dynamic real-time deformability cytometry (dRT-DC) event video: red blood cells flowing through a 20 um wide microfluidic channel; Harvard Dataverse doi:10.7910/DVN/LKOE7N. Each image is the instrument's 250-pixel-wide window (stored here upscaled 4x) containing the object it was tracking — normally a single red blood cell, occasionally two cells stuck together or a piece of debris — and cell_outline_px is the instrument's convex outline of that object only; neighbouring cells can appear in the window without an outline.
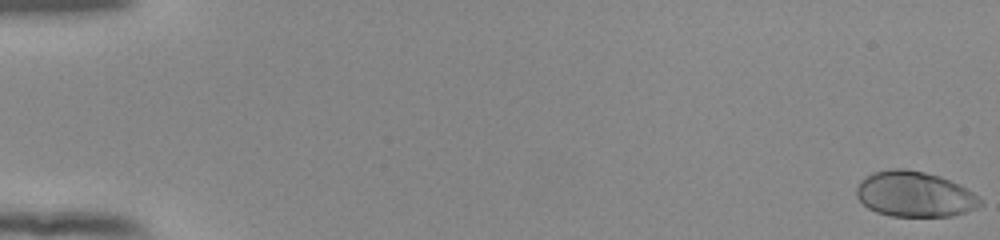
{"species": "human", "species_latin": "Homo sapiens", "temperature_condition": "room temperature", "stored_images_in_passage": 54, "camera_frame_rate_fps": 3000, "um_per_image_px": 0.085, "donor": {"sex": "female"}, "frame": {"image": 1, "passage_image": 1, "time_ms": 0.0, "image_size_px": [1000, 240], "cell_outline_px": [[984, 204], [976, 208], [952, 216], [892, 216], [876, 212], [868, 208], [856, 196], [856, 188], [860, 180], [872, 172], [892, 168], [904, 168], [924, 172], [940, 176], [972, 192]], "centroid_in_image_um": [77.69, 16.5], "position_along_channel_um": 7.3, "area_um2": 32.6}}
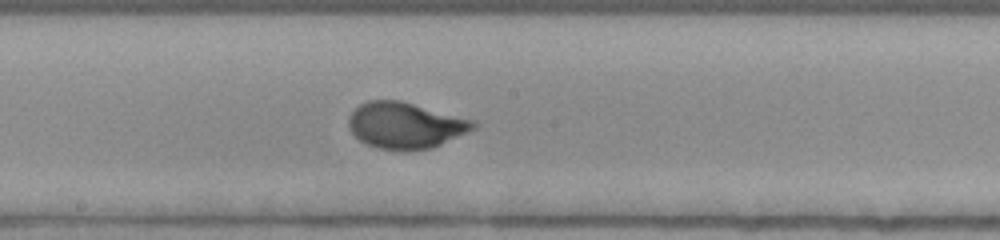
{"frame": {"image": 2, "passage_image": 31, "time_ms": 10.0, "image_size_px": [1000, 240], "cell_outline_px": [[476, 128], [432, 148], [400, 152], [376, 148], [360, 140], [348, 128], [348, 116], [360, 104], [368, 100], [400, 100], [472, 120], [476, 124]], "centroid_in_image_um": [34.41, 10.67], "position_along_channel_um": 213.8, "area_um2": 33.52}}
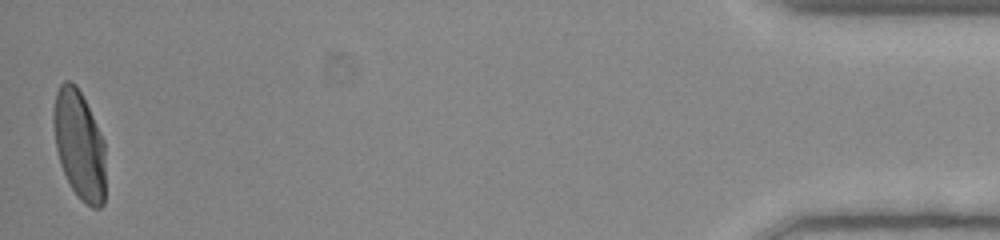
{"frame": {"image": 3, "passage_image": 54, "time_ms": 17.667, "image_size_px": [1000, 240], "cell_outline_px": [[104, 204], [100, 208], [92, 208], [80, 200], [72, 188], [60, 164], [56, 148], [52, 120], [52, 112], [56, 92], [60, 84], [64, 80], [72, 80], [76, 84], [104, 140]], "centroid_in_image_um": [6.71, 12.3], "position_along_channel_um": 428.5, "area_um2": 33.0}, "authors_computed_cell_mechanics": {"area_um2": 32.5992, "velocity_mm_per_s": 3.9061, "shape_relaxation_time_tau1_ms": 2.8331, "shape_relaxation_time_tau2_ms": null, "deformation_change_tau1": 0.1826, "deformation_change_tau2": null}}